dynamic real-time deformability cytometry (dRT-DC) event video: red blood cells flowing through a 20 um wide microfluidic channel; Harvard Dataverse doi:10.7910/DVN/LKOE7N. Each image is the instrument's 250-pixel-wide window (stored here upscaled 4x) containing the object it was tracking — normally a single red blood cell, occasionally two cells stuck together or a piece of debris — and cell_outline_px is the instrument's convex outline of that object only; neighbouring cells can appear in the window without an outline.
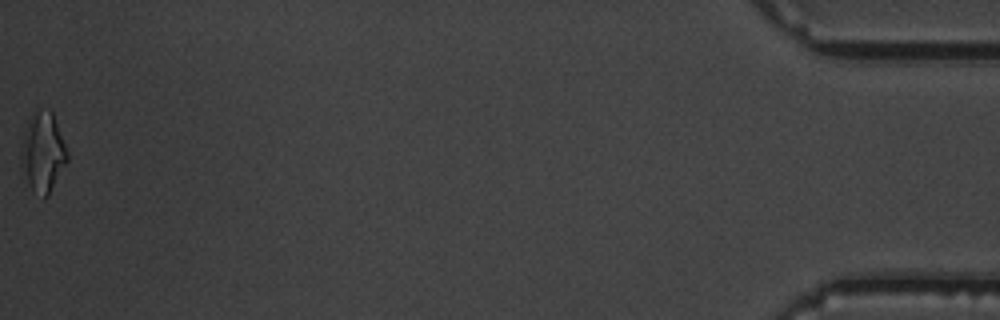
{"species": "common noctule bat (a hibernating species)", "species_latin": "Nyctalus noctula", "temperature_condition": "warm", "stored_images_in_passage": 16, "camera_frame_rate_fps": 3000, "um_per_image_px": 0.085, "animal": {"sex": "male", "body_mass_g": 19.5, "forearm_length_mm": 54.6}, "frame": {"image": 1, "passage_image": 16, "time_ms": 5.0, "image_size_px": [1000, 320], "cell_outline_px": [[68, 160], [48, 196], [44, 200], [32, 192], [20, 168], [20, 152], [24, 132], [28, 120], [36, 104], [52, 112], [68, 152]], "centroid_in_image_um": [3.61, 12.94], "position_along_channel_um": 431.6, "area_um2": 22.08}}